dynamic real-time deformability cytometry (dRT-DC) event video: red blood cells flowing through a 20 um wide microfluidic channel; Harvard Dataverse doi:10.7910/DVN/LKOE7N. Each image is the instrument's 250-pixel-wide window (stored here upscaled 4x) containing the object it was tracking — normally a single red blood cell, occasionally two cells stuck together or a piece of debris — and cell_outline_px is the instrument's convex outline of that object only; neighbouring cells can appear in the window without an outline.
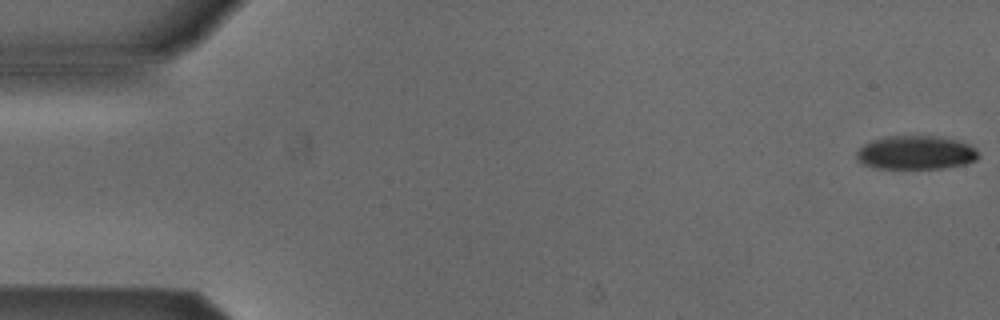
{"species": "Egyptian fruit bat (a non-hibernating species)", "species_latin": "Rousettus aegyptiacus", "temperature_condition": "cold", "stored_images_in_passage": 6, "camera_frame_rate_fps": 3000, "um_per_image_px": 0.085, "animal": {"sex": "male"}, "frame": {"image": 1, "passage_image": 1, "time_ms": 0.0, "image_size_px": [1000, 320], "cell_outline_px": [[980, 156], [976, 160], [964, 164], [940, 168], [876, 168], [864, 164], [856, 160], [856, 152], [864, 144], [872, 140], [884, 136], [940, 136], [960, 140], [976, 148], [980, 152]], "centroid_in_image_um": [77.87, 12.96], "position_along_channel_um": 7.1, "area_um2": 24.16}}
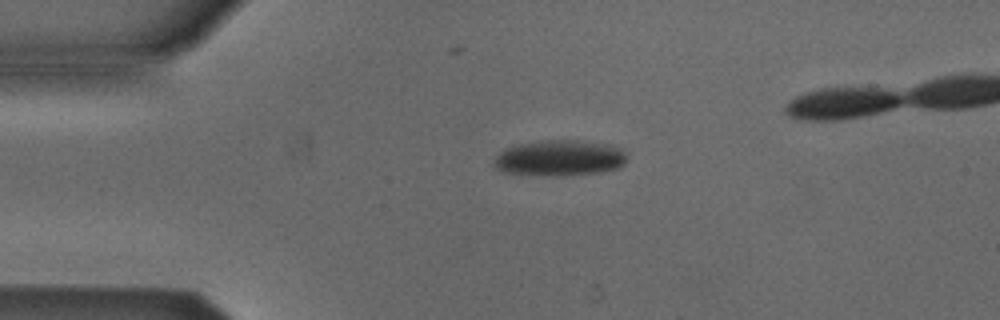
{"frame": {"image": 2, "passage_image": 4, "time_ms": 1.0, "image_size_px": [1000, 320], "cell_outline_px": [[628, 156], [624, 164], [616, 168], [600, 172], [504, 172], [496, 168], [492, 164], [496, 156], [504, 148], [520, 144], [540, 140], [580, 140], [612, 144], [624, 148]], "centroid_in_image_um": [47.64, 13.34], "position_along_channel_um": 37.4, "area_um2": 26.65}}